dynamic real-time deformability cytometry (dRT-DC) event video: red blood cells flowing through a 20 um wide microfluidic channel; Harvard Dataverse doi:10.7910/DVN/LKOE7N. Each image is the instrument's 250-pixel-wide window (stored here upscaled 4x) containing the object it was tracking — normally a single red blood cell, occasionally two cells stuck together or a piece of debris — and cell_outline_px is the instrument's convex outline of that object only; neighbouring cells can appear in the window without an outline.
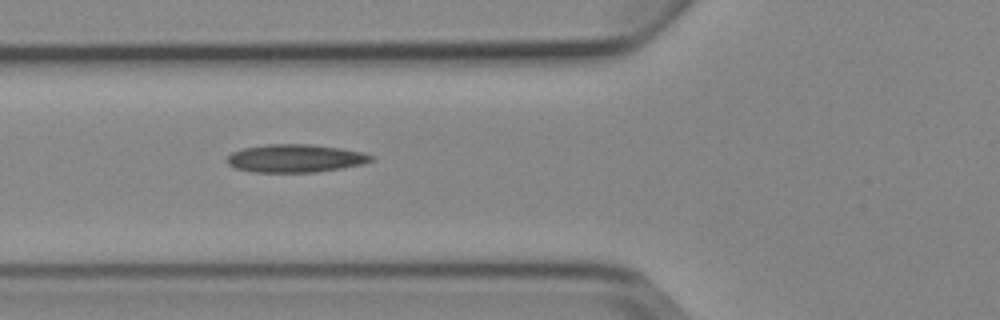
{"species": "Egyptian fruit bat (a non-hibernating species)", "species_latin": "Rousettus aegyptiacus", "temperature_condition": "cold", "stored_images_in_passage": 4, "camera_frame_rate_fps": 3000, "um_per_image_px": 0.085, "animal": {"sex": "female"}, "frame": {"image": 1, "passage_image": 3, "time_ms": 2.333, "image_size_px": [1000, 320], "cell_outline_px": [[372, 160], [364, 164], [316, 172], [252, 172], [236, 168], [228, 164], [224, 160], [232, 152], [244, 148], [268, 144], [312, 144], [340, 148], [364, 152], [372, 156]], "centroid_in_image_um": [25.08, 13.45], "position_along_channel_um": 100.7, "area_um2": 23.52}}
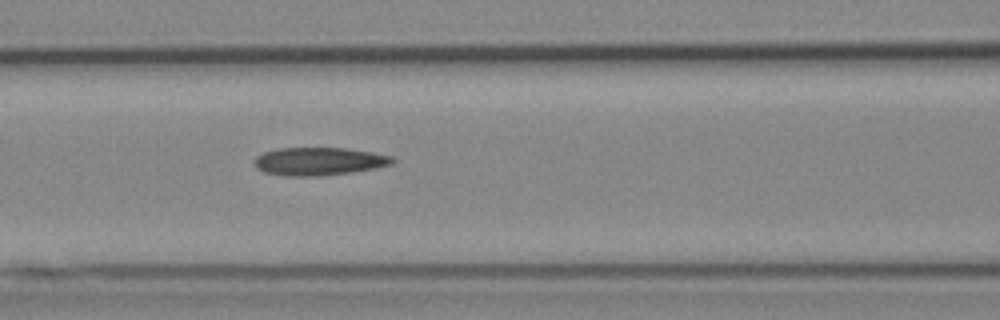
{"frame": {"image": 2, "passage_image": 4, "time_ms": 3.333, "image_size_px": [1000, 320], "cell_outline_px": [[396, 160], [392, 164], [376, 168], [352, 172], [316, 176], [284, 176], [264, 172], [256, 168], [256, 156], [264, 152], [276, 148], [344, 148], [372, 152], [392, 156]], "centroid_in_image_um": [27.12, 13.71], "position_along_channel_um": 139.5, "area_um2": 22.48}}